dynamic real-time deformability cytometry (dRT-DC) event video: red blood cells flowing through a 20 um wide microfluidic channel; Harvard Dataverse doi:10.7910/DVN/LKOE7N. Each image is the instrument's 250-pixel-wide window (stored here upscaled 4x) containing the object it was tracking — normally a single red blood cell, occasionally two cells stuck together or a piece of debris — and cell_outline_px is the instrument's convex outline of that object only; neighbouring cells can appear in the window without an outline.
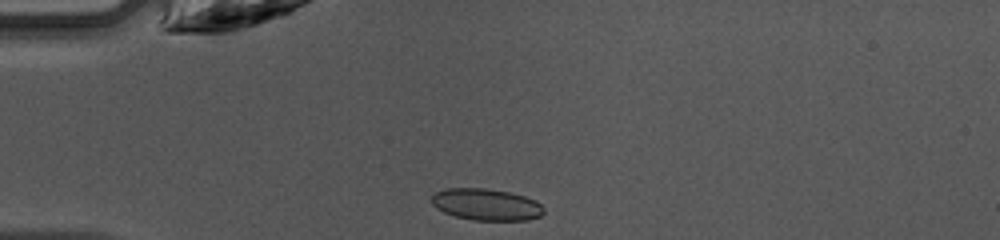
{"species": "common noctule bat (a hibernating species)", "species_latin": "Nyctalus noctula", "temperature_condition": "warm", "stored_images_in_passage": 36, "camera_frame_rate_fps": 3000, "um_per_image_px": 0.085, "animal": {"sex": "female", "body_mass_g": 10.0, "forearm_length_mm": 53.1}, "frame": {"image": 1, "passage_image": 1, "time_ms": 0.0, "image_size_px": [1000, 240], "cell_outline_px": [[544, 212], [540, 216], [528, 220], [472, 220], [456, 216], [444, 212], [436, 208], [432, 204], [432, 196], [436, 192], [448, 188], [484, 188], [512, 192], [536, 200], [544, 208]], "centroid_in_image_um": [41.35, 17.38], "position_along_channel_um": 43.6, "area_um2": 20.75}}
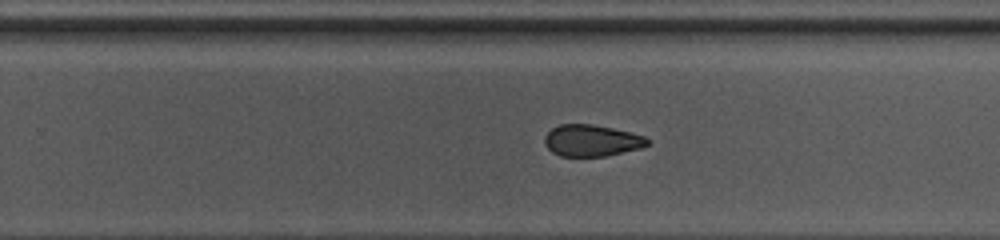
{"frame": {"image": 2, "passage_image": 19, "time_ms": 6.0, "image_size_px": [1000, 240], "cell_outline_px": [[648, 144], [640, 148], [604, 156], [560, 156], [552, 152], [544, 144], [544, 136], [552, 128], [560, 124], [592, 124], [612, 128], [644, 136], [648, 140]], "centroid_in_image_um": [50.23, 11.94], "position_along_channel_um": 279.6, "area_um2": 18.73}}
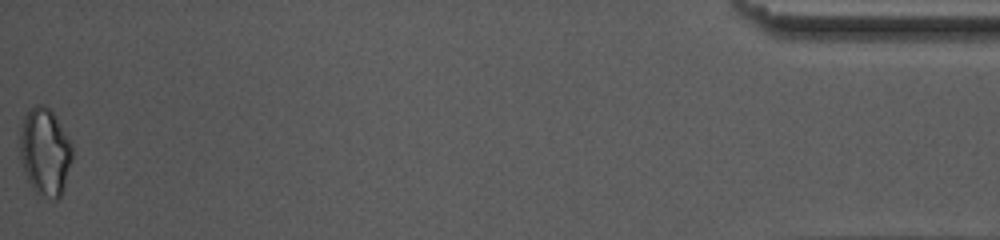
{"frame": {"image": 3, "passage_image": 36, "time_ms": 11.667, "image_size_px": [1000, 240], "cell_outline_px": [[72, 160], [60, 196], [56, 200], [44, 196], [36, 192], [32, 188], [24, 172], [20, 156], [20, 128], [24, 116], [28, 108], [36, 104], [44, 104], [56, 116], [68, 136], [72, 144]], "centroid_in_image_um": [3.81, 12.86], "position_along_channel_um": 431.4, "area_um2": 26.76}, "authors_computed_cell_mechanics": {"area_um2": 20.2589, "velocity_mm_per_s": 4.2699, "shape_relaxation_time_tau1_ms": 8.479, "shape_relaxation_time_tau2_ms": 1.9368, "deformation_change_tau1": 0.1444, "deformation_change_tau2": 0.0796}}